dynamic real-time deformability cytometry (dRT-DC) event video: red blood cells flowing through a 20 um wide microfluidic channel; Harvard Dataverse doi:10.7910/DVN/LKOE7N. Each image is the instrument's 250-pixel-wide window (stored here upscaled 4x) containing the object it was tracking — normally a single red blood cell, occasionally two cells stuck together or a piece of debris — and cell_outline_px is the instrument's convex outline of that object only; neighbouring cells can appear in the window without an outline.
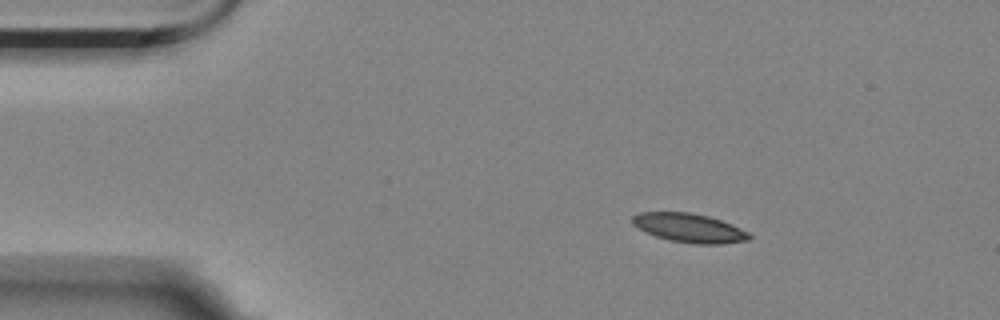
{"species": "Egyptian fruit bat (a non-hibernating species)", "species_latin": "Rousettus aegyptiacus", "temperature_condition": "room temperature", "stored_images_in_passage": 4, "segment_of_instrument_passage": [1, 2], "camera_frame_rate_fps": 3000, "um_per_image_px": 0.085, "animal": {"sex": "female"}, "frame": {"image": 1, "passage_image": 1, "time_ms": 0.0, "image_size_px": [1000, 320], "cell_outline_px": [[752, 236], [748, 240], [720, 244], [696, 244], [668, 240], [656, 236], [632, 224], [632, 216], [640, 212], [688, 212], [708, 216], [732, 224], [748, 232]], "centroid_in_image_um": [58.6, 19.37], "position_along_channel_um": 26.4, "area_um2": 19.54}}